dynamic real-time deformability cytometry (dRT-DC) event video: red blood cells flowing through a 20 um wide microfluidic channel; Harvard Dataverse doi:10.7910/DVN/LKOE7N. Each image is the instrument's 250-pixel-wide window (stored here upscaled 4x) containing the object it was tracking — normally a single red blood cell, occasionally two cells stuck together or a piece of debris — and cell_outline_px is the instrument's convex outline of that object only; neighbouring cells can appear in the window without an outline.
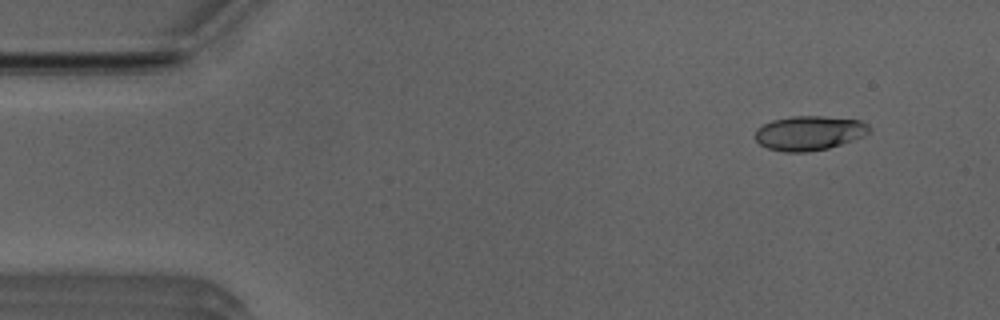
{"species": "Egyptian fruit bat (a non-hibernating species)", "species_latin": "Rousettus aegyptiacus", "temperature_condition": "room temperature", "stored_images_in_passage": 48, "camera_frame_rate_fps": 3000, "um_per_image_px": 0.085, "animal": {"sex": "male"}, "frame": {"image": 1, "passage_image": 1, "time_ms": 0.0, "image_size_px": [1000, 320], "cell_outline_px": [[872, 128], [864, 136], [828, 148], [808, 152], [784, 152], [768, 148], [760, 144], [756, 140], [756, 128], [772, 120], [792, 116], [820, 116], [860, 120], [868, 124]], "centroid_in_image_um": [68.78, 11.3], "position_along_channel_um": 16.2, "area_um2": 22.83}}
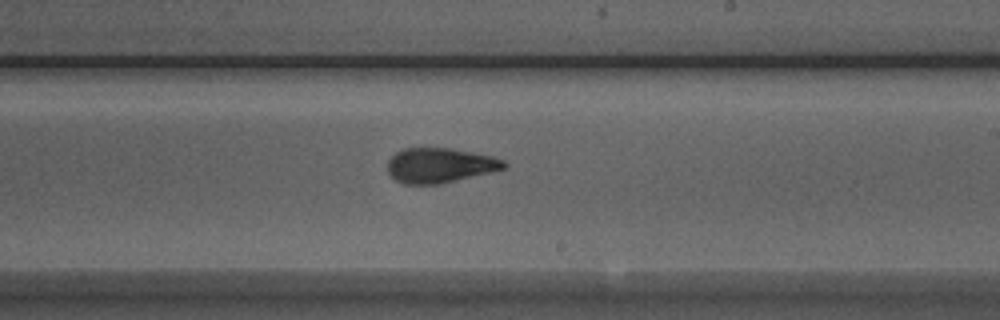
{"frame": {"image": 2, "passage_image": 26, "time_ms": 8.333, "image_size_px": [1000, 320], "cell_outline_px": [[508, 164], [504, 168], [440, 184], [404, 184], [396, 180], [388, 172], [388, 160], [396, 152], [404, 148], [448, 148], [492, 156], [504, 160]], "centroid_in_image_um": [37.35, 14.05], "position_along_channel_um": 251.6, "area_um2": 23.29}}
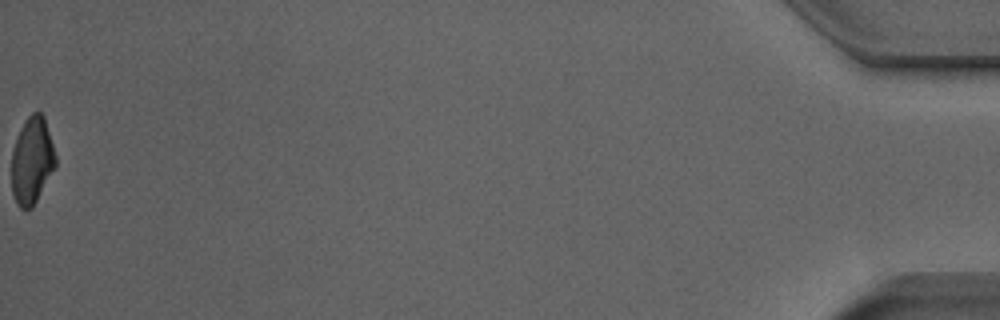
{"frame": {"image": 3, "passage_image": 48, "time_ms": 15.667, "image_size_px": [1000, 320], "cell_outline_px": [[56, 164], [32, 208], [20, 208], [16, 204], [12, 192], [12, 152], [20, 128], [28, 116], [32, 112], [40, 112], [44, 116], [56, 156]], "centroid_in_image_um": [2.71, 13.64], "position_along_channel_um": 432.5, "area_um2": 21.96}, "authors_computed_cell_mechanics": {"area_um2": 23.3512, "velocity_mm_per_s": 3.9631, "shape_relaxation_time_tau1_ms": 4.2527, "shape_relaxation_time_tau2_ms": 1.4995, "deformation_change_tau1": 0.1618, "deformation_change_tau2": 0.0896}}